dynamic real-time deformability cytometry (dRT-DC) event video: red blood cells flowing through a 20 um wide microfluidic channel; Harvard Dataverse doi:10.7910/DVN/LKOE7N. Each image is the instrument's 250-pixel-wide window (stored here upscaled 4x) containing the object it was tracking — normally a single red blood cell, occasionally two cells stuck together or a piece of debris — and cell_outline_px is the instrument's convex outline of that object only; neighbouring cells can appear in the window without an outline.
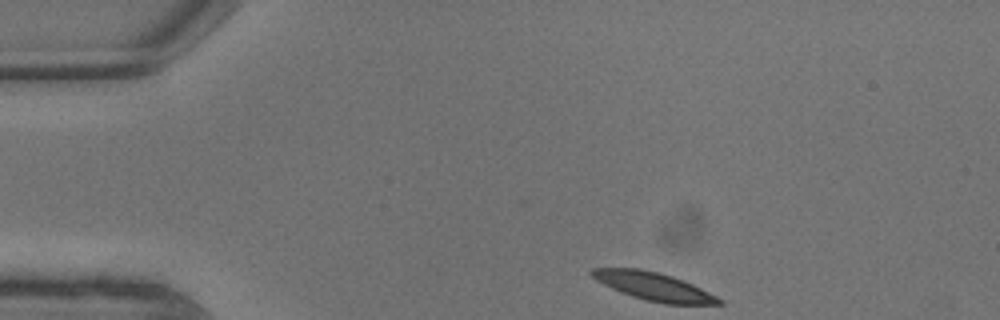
{"species": "common noctule bat (a hibernating species)", "species_latin": "Nyctalus noctula", "temperature_condition": "warm", "stored_images_in_passage": 6, "camera_frame_rate_fps": 3000, "um_per_image_px": 0.085, "animal": {"sex": "male", "body_mass_g": 13.3}, "frame": {"image": 1, "passage_image": 1, "time_ms": 0.0, "image_size_px": [1000, 320], "cell_outline_px": [[724, 304], [664, 304], [632, 296], [620, 292], [596, 280], [588, 272], [592, 268], [640, 268], [660, 272], [672, 276], [692, 284], [724, 300]], "centroid_in_image_um": [55.56, 24.33], "position_along_channel_um": 29.4, "area_um2": 20.69}}
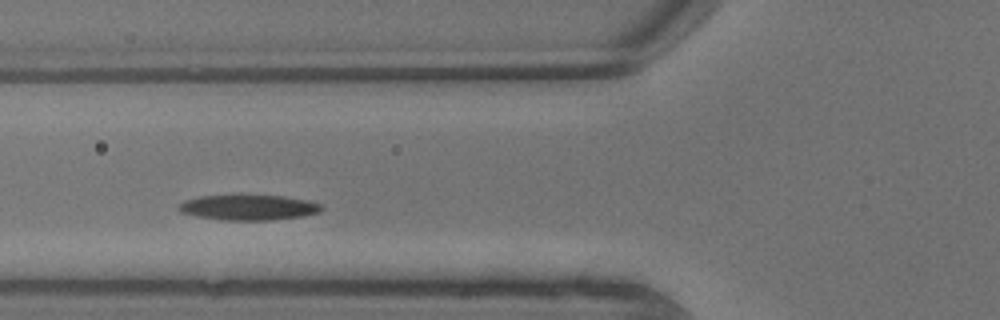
{"frame": {"image": 2, "passage_image": 5, "time_ms": 1.333, "image_size_px": [1000, 320], "cell_outline_px": [[324, 208], [320, 212], [300, 216], [272, 220], [220, 220], [196, 216], [180, 212], [176, 208], [176, 204], [184, 200], [200, 196], [284, 196], [308, 200], [324, 204]], "centroid_in_image_um": [21.11, 17.64], "position_along_channel_um": 104.7, "area_um2": 21.15}}
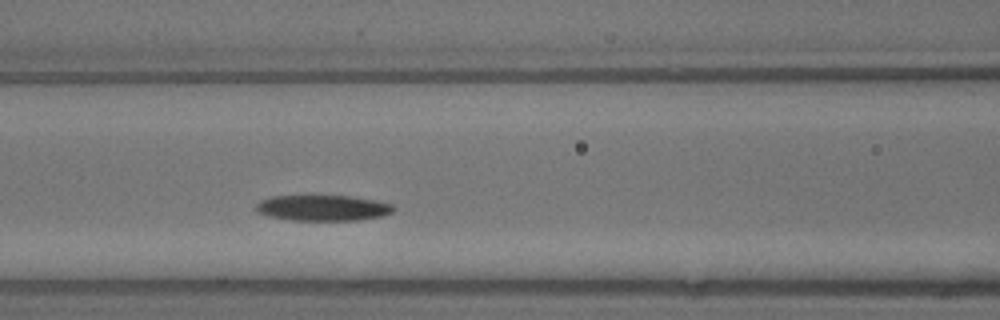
{"frame": {"image": 3, "passage_image": 6, "time_ms": 1.667, "image_size_px": [1000, 320], "cell_outline_px": [[396, 208], [392, 212], [384, 216], [356, 220], [292, 220], [268, 216], [256, 212], [256, 204], [260, 200], [272, 196], [348, 196], [372, 200], [392, 204]], "centroid_in_image_um": [27.42, 17.68], "position_along_channel_um": 139.2, "area_um2": 20.52}}